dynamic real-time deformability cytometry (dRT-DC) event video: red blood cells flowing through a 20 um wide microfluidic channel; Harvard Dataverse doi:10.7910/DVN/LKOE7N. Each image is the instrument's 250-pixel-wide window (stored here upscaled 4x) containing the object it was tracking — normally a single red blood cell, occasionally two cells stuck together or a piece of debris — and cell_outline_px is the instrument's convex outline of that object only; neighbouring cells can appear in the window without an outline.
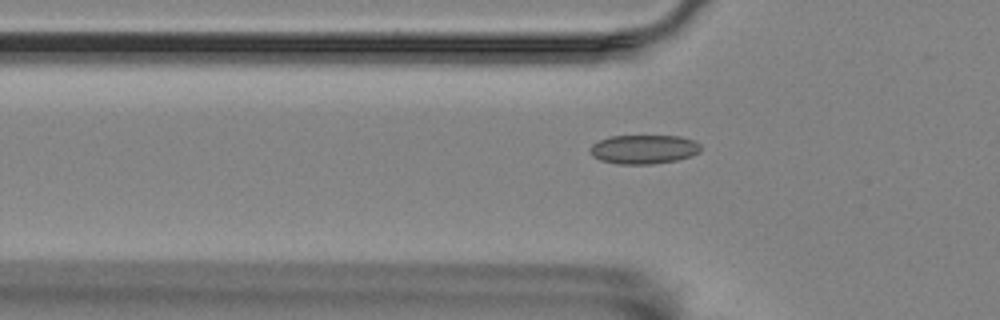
{"species": "Egyptian fruit bat (a non-hibernating species)", "species_latin": "Rousettus aegyptiacus", "temperature_condition": "room temperature", "stored_images_in_passage": 56, "camera_frame_rate_fps": 3000, "um_per_image_px": 0.085, "animal": {"sex": "female"}, "frame": {"image": 1, "passage_image": 19, "time_ms": 6.0, "image_size_px": [1000, 320], "cell_outline_px": [[700, 152], [692, 156], [676, 160], [652, 164], [620, 164], [600, 160], [592, 156], [588, 152], [588, 148], [592, 144], [608, 136], [680, 136], [692, 140], [700, 144]], "centroid_in_image_um": [54.68, 12.69], "position_along_channel_um": 71.1, "area_um2": 18.84}}
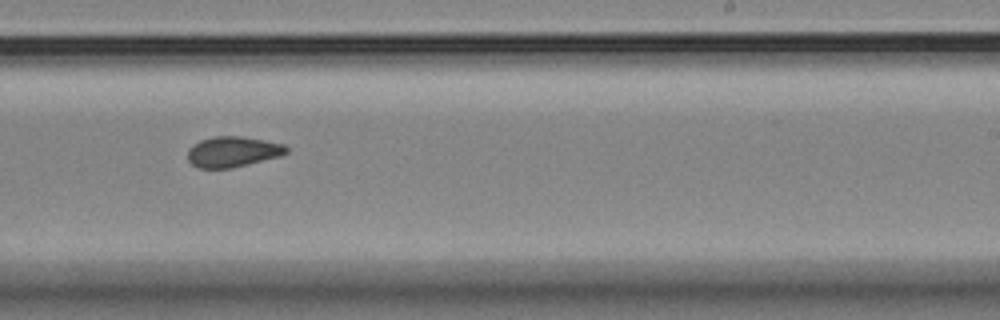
{"frame": {"image": 2, "passage_image": 36, "time_ms": 11.667, "image_size_px": [1000, 320], "cell_outline_px": [[288, 152], [280, 156], [232, 168], [196, 168], [188, 160], [188, 148], [200, 140], [216, 136], [244, 136], [284, 144], [288, 148]], "centroid_in_image_um": [19.78, 12.89], "position_along_channel_um": 269.2, "area_um2": 17.63}}
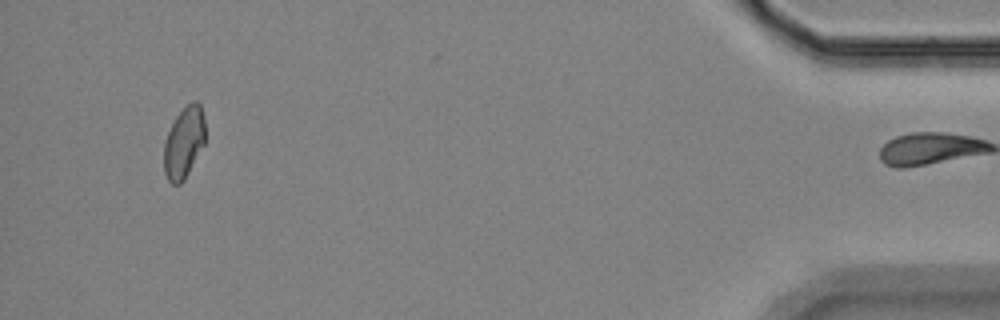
{"frame": {"image": 3, "passage_image": 55, "time_ms": 18.0, "image_size_px": [1000, 320], "cell_outline_px": [[204, 144], [184, 180], [180, 184], [172, 184], [168, 180], [164, 172], [164, 140], [176, 116], [192, 100], [196, 100], [200, 104], [204, 116]], "centroid_in_image_um": [15.63, 12.11], "position_along_channel_um": 419.6, "area_um2": 17.05}, "authors_computed_cell_mechanics": {"area_um2": 17.9758, "velocity_mm_per_s": 3.4827, "shape_relaxation_time_tau1_ms": null, "shape_relaxation_time_tau2_ms": 1.8063, "deformation_change_tau1": null, "deformation_change_tau2": 0.0628}}